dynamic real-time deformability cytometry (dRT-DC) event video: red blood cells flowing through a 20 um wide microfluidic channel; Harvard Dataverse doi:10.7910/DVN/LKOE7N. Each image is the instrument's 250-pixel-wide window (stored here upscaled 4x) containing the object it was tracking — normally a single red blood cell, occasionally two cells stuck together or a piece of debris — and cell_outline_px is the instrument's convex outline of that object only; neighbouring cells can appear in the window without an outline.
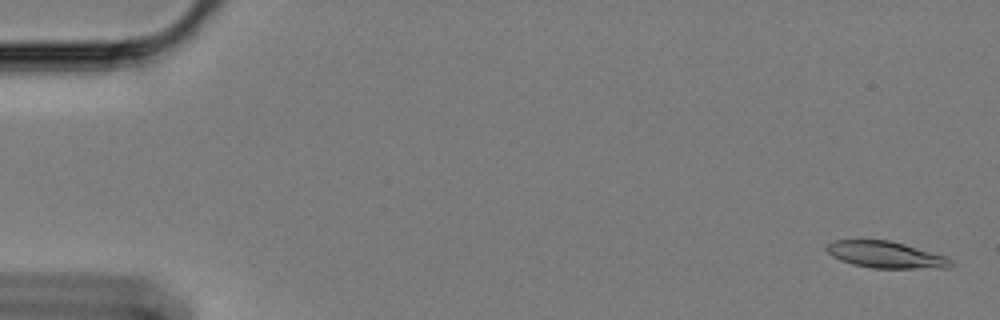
{"species": "Egyptian fruit bat (a non-hibernating species)", "species_latin": "Rousettus aegyptiacus", "temperature_condition": "cold", "stored_images_in_passage": 10, "camera_frame_rate_fps": 3000, "um_per_image_px": 0.085, "animal": {"sex": "female"}, "frame": {"image": 1, "passage_image": 2, "time_ms": 0.333, "image_size_px": [1000, 320], "cell_outline_px": [[956, 264], [952, 268], [872, 268], [852, 264], [840, 260], [832, 256], [824, 248], [828, 244], [836, 240], [888, 240], [904, 244], [944, 256], [952, 260]], "centroid_in_image_um": [75.31, 21.67], "position_along_channel_um": 9.7, "area_um2": 19.25}}